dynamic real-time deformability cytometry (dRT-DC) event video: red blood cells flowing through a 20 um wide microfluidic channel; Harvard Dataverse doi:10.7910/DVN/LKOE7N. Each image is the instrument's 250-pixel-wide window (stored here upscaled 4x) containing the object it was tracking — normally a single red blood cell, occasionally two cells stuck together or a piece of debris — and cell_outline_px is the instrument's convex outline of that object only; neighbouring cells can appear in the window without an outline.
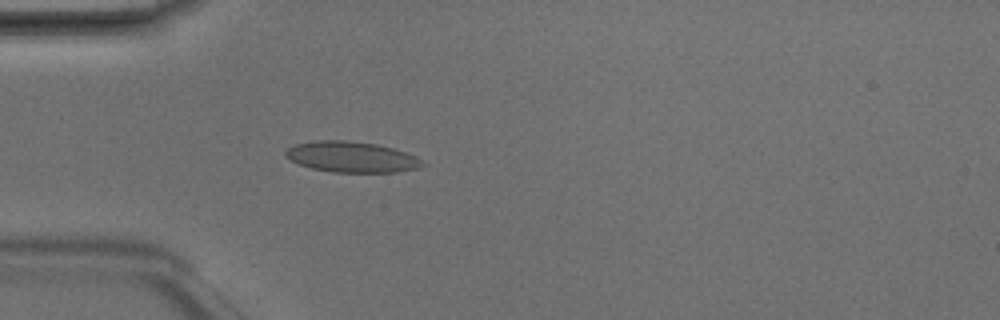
{"species": "Egyptian fruit bat (a non-hibernating species)", "species_latin": "Rousettus aegyptiacus", "temperature_condition": "room temperature", "stored_images_in_passage": 3, "camera_frame_rate_fps": 3000, "um_per_image_px": 0.085, "animal": {"sex": "male"}, "frame": {"image": 1, "passage_image": 3, "time_ms": 0.667, "image_size_px": [1000, 320], "cell_outline_px": [[428, 164], [416, 168], [396, 172], [332, 172], [312, 168], [300, 164], [284, 156], [284, 152], [288, 148], [296, 144], [316, 140], [344, 140], [376, 144], [392, 148], [416, 156]], "centroid_in_image_um": [29.89, 13.34], "position_along_channel_um": 55.1, "area_um2": 24.39}}